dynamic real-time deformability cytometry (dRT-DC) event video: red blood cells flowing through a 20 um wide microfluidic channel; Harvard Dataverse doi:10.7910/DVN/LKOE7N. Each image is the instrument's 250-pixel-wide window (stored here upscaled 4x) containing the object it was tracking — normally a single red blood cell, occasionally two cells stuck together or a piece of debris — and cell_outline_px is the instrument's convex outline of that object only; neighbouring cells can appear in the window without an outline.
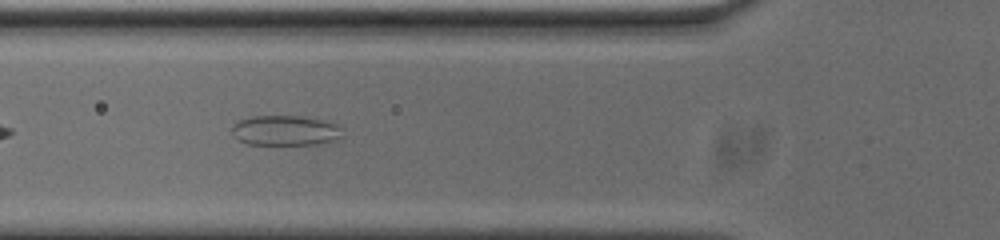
{"species": "common noctule bat (a hibernating species)", "species_latin": "Nyctalus noctula", "temperature_condition": "cold", "stored_images_in_passage": 41, "camera_frame_rate_fps": 3000, "um_per_image_px": 0.085, "animal": {"sex": "male", "body_mass_g": 20.0, "forearm_length_mm": 53.3}, "frame": {"image": 1, "passage_image": 5, "time_ms": 1.333, "image_size_px": [1000, 240], "cell_outline_px": [[340, 136], [336, 140], [316, 144], [248, 144], [240, 140], [232, 132], [232, 124], [240, 120], [252, 116], [304, 116], [340, 124]], "centroid_in_image_um": [24.26, 11.08], "position_along_channel_um": 101.5, "area_um2": 19.25}}
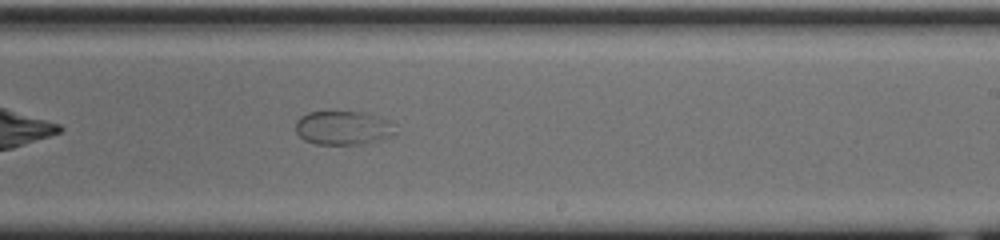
{"frame": {"image": 2, "passage_image": 18, "time_ms": 5.667, "image_size_px": [1000, 240], "cell_outline_px": [[396, 132], [380, 140], [364, 144], [316, 144], [304, 140], [296, 132], [296, 120], [300, 116], [308, 112], [360, 112], [392, 120]], "centroid_in_image_um": [29.16, 10.87], "position_along_channel_um": 259.8, "area_um2": 19.71}}
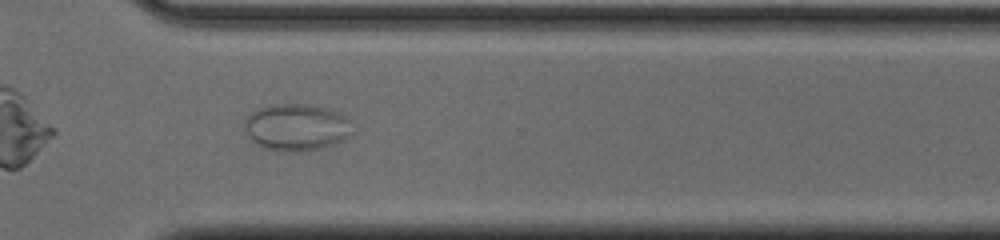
{"frame": {"image": 3, "passage_image": 25, "time_ms": 8.0, "image_size_px": [1000, 240], "cell_outline_px": [[352, 136], [336, 144], [320, 148], [296, 152], [288, 152], [264, 148], [252, 140], [248, 136], [244, 128], [244, 120], [256, 108], [272, 104], [308, 104], [324, 108], [348, 116], [352, 120]], "centroid_in_image_um": [25.23, 10.82], "position_along_channel_um": 345.4, "area_um2": 29.88}}